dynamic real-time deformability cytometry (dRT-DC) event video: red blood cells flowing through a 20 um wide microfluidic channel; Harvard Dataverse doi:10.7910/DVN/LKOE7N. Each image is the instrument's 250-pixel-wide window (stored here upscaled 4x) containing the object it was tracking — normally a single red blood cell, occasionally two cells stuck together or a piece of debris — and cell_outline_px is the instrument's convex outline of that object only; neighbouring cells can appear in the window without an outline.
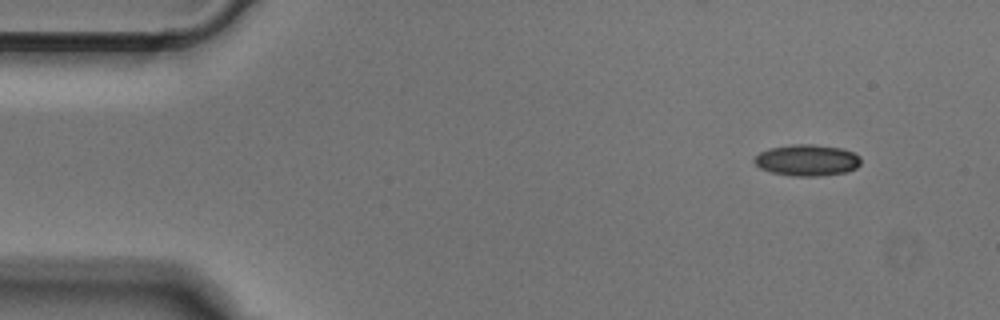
{"species": "Egyptian fruit bat (a non-hibernating species)", "species_latin": "Rousettus aegyptiacus", "temperature_condition": "cold", "stored_images_in_passage": 50, "camera_frame_rate_fps": 3000, "um_per_image_px": 0.085, "animal": {"sex": "male"}, "frame": {"image": 1, "passage_image": 4, "time_ms": 1.0, "image_size_px": [1000, 320], "cell_outline_px": [[860, 164], [856, 168], [844, 172], [820, 176], [792, 176], [772, 172], [760, 168], [752, 160], [760, 152], [768, 148], [792, 144], [812, 144], [844, 148], [860, 156]], "centroid_in_image_um": [68.59, 13.61], "position_along_channel_um": 16.4, "area_um2": 19.54}}
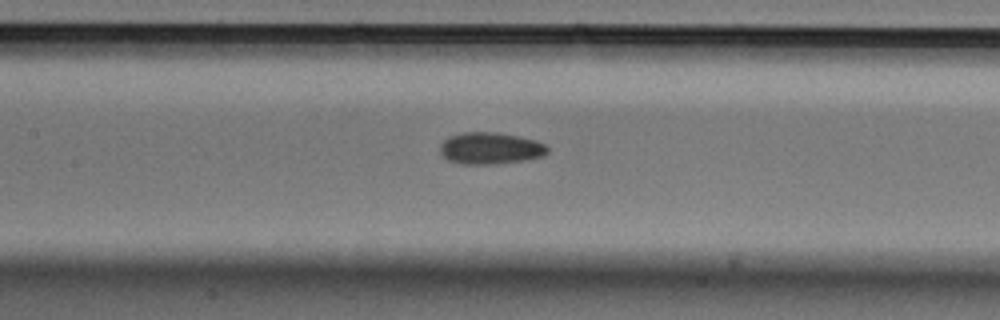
{"frame": {"image": 2, "passage_image": 22, "time_ms": 7.0, "image_size_px": [1000, 320], "cell_outline_px": [[548, 152], [544, 156], [524, 160], [496, 164], [460, 164], [448, 160], [440, 152], [440, 144], [448, 136], [460, 132], [496, 132], [536, 140], [544, 144], [548, 148]], "centroid_in_image_um": [41.66, 12.6], "position_along_channel_um": 165.7, "area_um2": 20.0}}
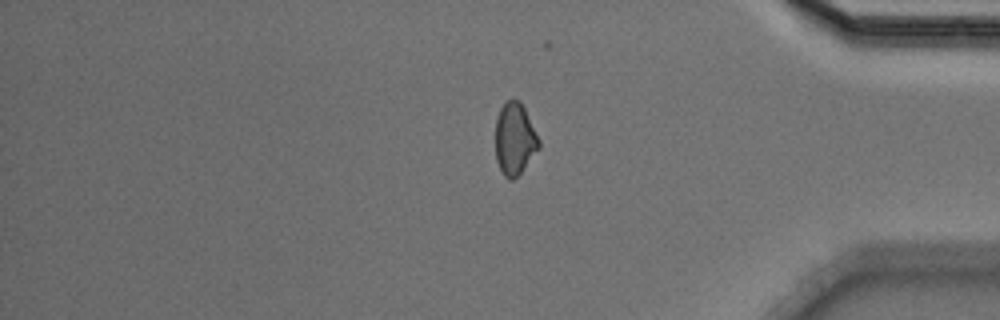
{"frame": {"image": 3, "passage_image": 41, "time_ms": 13.333, "image_size_px": [1000, 320], "cell_outline_px": [[540, 148], [520, 172], [512, 180], [508, 180], [504, 176], [496, 160], [496, 120], [500, 108], [508, 100], [520, 100], [540, 140]], "centroid_in_image_um": [43.75, 11.81], "position_along_channel_um": 391.4, "area_um2": 18.03}}